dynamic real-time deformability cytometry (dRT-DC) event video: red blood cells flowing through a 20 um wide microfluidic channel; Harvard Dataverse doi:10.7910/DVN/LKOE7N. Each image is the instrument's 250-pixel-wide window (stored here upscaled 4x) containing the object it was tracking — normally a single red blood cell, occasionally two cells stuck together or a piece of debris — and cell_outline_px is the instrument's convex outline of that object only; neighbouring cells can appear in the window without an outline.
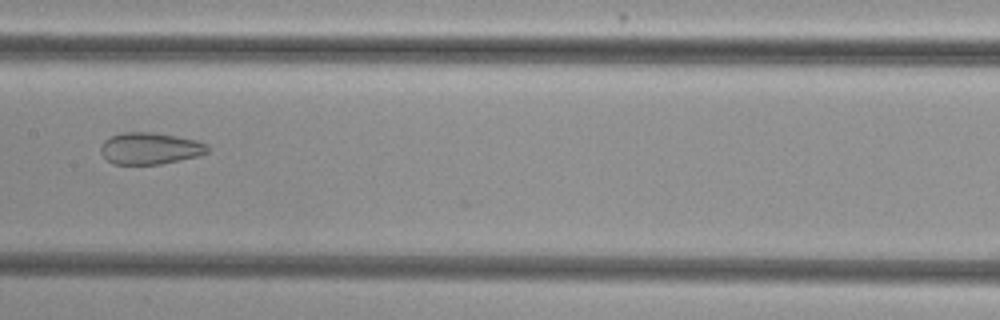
{"species": "common noctule bat (a hibernating species)", "species_latin": "Nyctalus noctula", "temperature_condition": "cold", "stored_images_in_passage": 14, "camera_frame_rate_fps": 3000, "um_per_image_px": 0.085, "animal": {"sex": "female", "body_mass_g": 29.2, "forearm_length_mm": 56.3}, "frame": {"image": 1, "passage_image": 10, "time_ms": 3.0, "image_size_px": [1000, 320], "cell_outline_px": [[208, 152], [196, 156], [160, 164], [112, 164], [100, 152], [100, 148], [104, 140], [112, 136], [124, 132], [152, 132], [176, 136], [196, 140], [208, 144]], "centroid_in_image_um": [12.73, 12.61], "position_along_channel_um": 194.7, "area_um2": 19.59}}
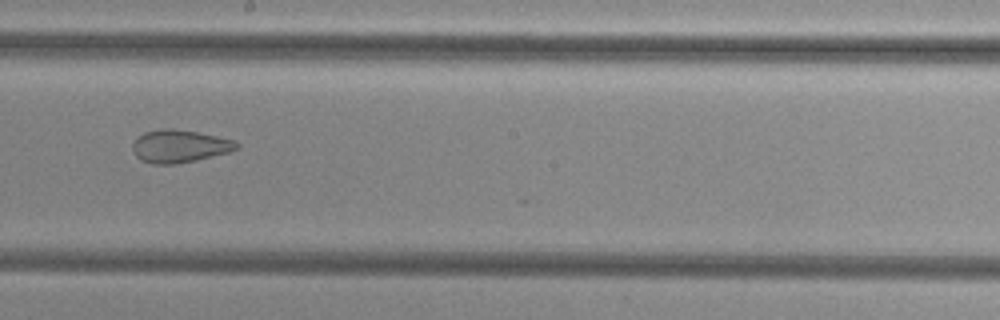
{"frame": {"image": 2, "passage_image": 13, "time_ms": 4.0, "image_size_px": [1000, 320], "cell_outline_px": [[240, 148], [228, 152], [196, 160], [176, 164], [152, 164], [140, 160], [136, 156], [132, 148], [132, 144], [136, 136], [144, 132], [164, 128], [172, 128], [196, 132], [216, 136], [232, 140], [240, 144]], "centroid_in_image_um": [15.22, 12.43], "position_along_channel_um": 233.0, "area_um2": 19.88}}